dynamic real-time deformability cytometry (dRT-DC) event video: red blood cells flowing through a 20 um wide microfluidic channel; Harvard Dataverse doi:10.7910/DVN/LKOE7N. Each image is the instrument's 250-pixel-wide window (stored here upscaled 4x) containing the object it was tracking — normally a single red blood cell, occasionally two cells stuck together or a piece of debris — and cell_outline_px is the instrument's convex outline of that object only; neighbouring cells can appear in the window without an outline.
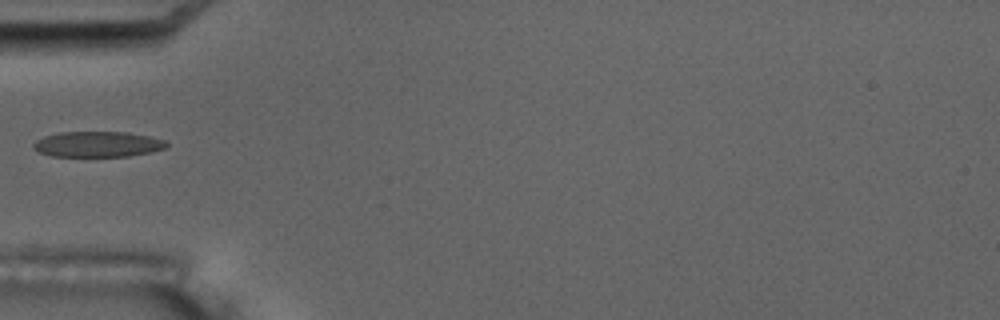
{"species": "common noctule bat (a hibernating species)", "species_latin": "Nyctalus noctula", "temperature_condition": "room temperature", "stored_images_in_passage": 2, "camera_frame_rate_fps": 3000, "um_per_image_px": 0.085, "animal": {"sex": "male", "body_mass_g": 17.5, "forearm_length_mm": 52.3}, "frame": {"image": 1, "passage_image": 2, "time_ms": 1.0, "image_size_px": [1000, 320], "cell_outline_px": [[168, 144], [164, 148], [152, 152], [128, 156], [52, 156], [40, 152], [32, 148], [32, 144], [36, 140], [44, 136], [60, 132], [128, 132], [148, 136], [164, 140]], "centroid_in_image_um": [8.28, 12.26], "position_along_channel_um": 76.7, "area_um2": 19.77}}